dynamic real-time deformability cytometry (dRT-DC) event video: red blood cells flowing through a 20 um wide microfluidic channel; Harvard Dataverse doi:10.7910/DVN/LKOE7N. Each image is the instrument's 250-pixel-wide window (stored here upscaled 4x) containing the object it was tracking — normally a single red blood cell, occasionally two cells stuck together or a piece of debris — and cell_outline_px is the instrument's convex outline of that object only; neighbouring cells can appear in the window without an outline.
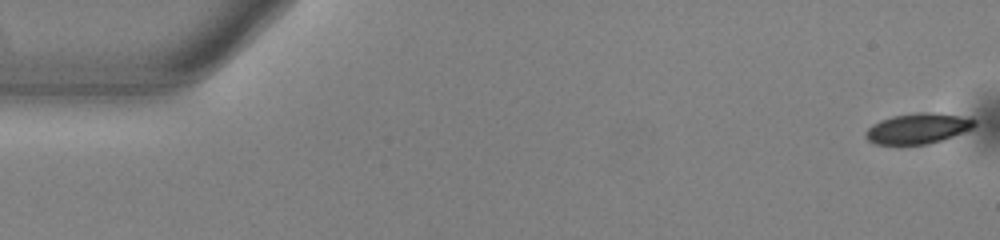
{"species": "common noctule bat (a hibernating species)", "species_latin": "Nyctalus noctula", "temperature_condition": "warm", "stored_images_in_passage": 54, "camera_frame_rate_fps": 3000, "um_per_image_px": 0.085, "animal": {"sex": "male", "body_mass_g": 13.0, "forearm_length_mm": 53.1}, "frame": {"image": 1, "passage_image": 1, "time_ms": 0.0, "image_size_px": [1000, 240], "cell_outline_px": [[976, 124], [972, 128], [952, 136], [928, 144], [876, 144], [868, 140], [864, 136], [864, 132], [872, 124], [880, 120], [892, 116], [916, 112], [936, 112], [976, 120]], "centroid_in_image_um": [77.96, 10.91], "position_along_channel_um": 7.0, "area_um2": 19.13}}
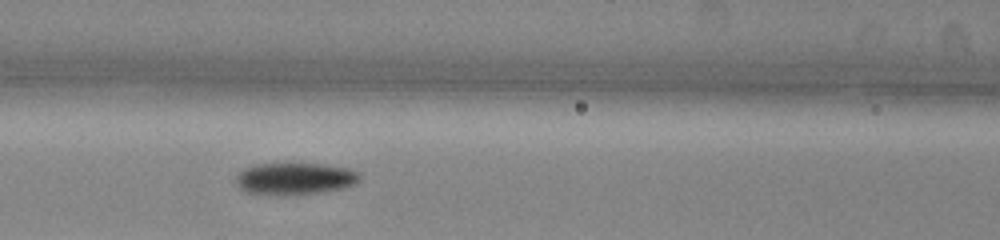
{"frame": {"image": 2, "passage_image": 23, "time_ms": 7.333, "image_size_px": [1000, 240], "cell_outline_px": [[360, 180], [344, 188], [320, 192], [280, 196], [248, 192], [240, 188], [236, 184], [236, 176], [244, 168], [256, 164], [292, 160], [348, 168], [356, 172], [360, 176]], "centroid_in_image_um": [25.01, 15.14], "position_along_channel_um": 141.6, "area_um2": 23.81}}
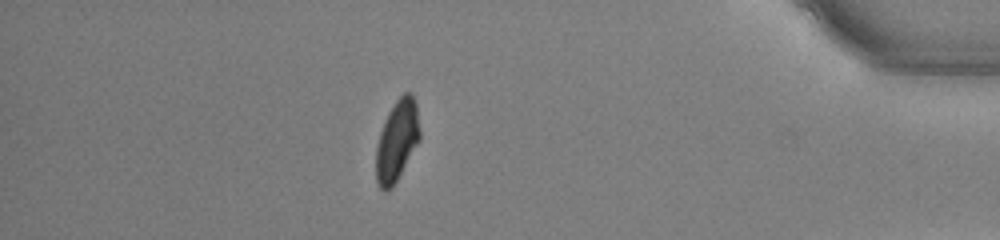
{"frame": {"image": 3, "passage_image": 47, "time_ms": 15.333, "image_size_px": [1000, 240], "cell_outline_px": [[420, 140], [392, 188], [384, 192], [376, 184], [376, 148], [380, 132], [388, 112], [396, 100], [404, 92], [412, 92], [416, 104], [420, 132]], "centroid_in_image_um": [33.74, 11.97], "position_along_channel_um": 401.5, "area_um2": 20.69}, "authors_computed_cell_mechanics": {"area_um2": 21.0392, "velocity_mm_per_s": 3.8255, "shape_relaxation_time_tau1_ms": 3.1554, "shape_relaxation_time_tau2_ms": 9.1872, "deformation_change_tau1": 0.1181, "deformation_change_tau2": 0.1454}}